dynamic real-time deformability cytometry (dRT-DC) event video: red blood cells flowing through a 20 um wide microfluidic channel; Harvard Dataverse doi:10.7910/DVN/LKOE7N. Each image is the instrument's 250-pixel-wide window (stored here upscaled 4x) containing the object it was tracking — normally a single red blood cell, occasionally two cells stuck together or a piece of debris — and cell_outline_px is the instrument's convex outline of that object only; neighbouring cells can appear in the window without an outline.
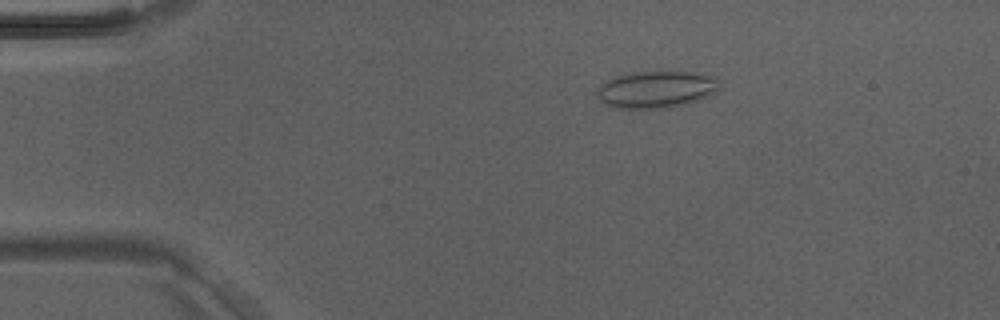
{"species": "Egyptian fruit bat (a non-hibernating species)", "species_latin": "Rousettus aegyptiacus", "temperature_condition": "room temperature", "stored_images_in_passage": 6, "camera_frame_rate_fps": 3000, "um_per_image_px": 0.085, "animal": {"sex": "male"}, "frame": {"image": 1, "passage_image": 3, "time_ms": 0.667, "image_size_px": [1000, 320], "cell_outline_px": [[720, 88], [716, 92], [708, 96], [688, 104], [664, 108], [612, 108], [600, 100], [596, 92], [596, 88], [604, 80], [616, 76], [632, 72], [700, 72], [716, 76]], "centroid_in_image_um": [55.78, 7.6], "position_along_channel_um": 29.2, "area_um2": 26.76}}